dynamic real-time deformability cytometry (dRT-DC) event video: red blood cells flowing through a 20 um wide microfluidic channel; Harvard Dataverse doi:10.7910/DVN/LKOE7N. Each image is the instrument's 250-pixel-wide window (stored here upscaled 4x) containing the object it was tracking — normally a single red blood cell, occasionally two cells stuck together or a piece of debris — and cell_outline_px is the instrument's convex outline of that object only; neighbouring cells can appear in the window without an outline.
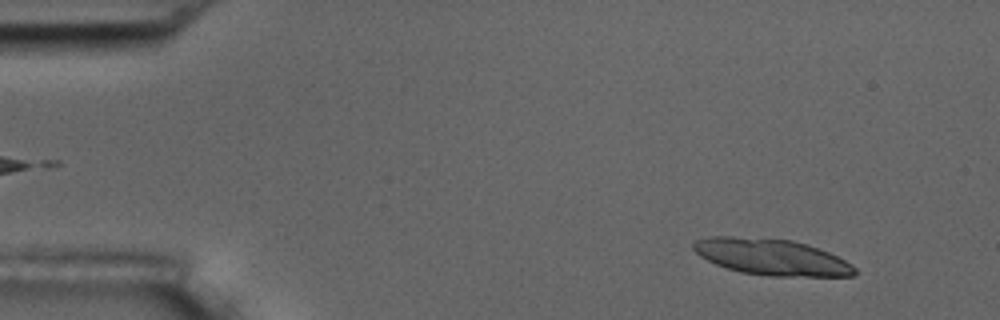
{"species": "common noctule bat (a hibernating species)", "species_latin": "Nyctalus noctula", "temperature_condition": "room temperature", "stored_images_in_passage": 7, "camera_frame_rate_fps": 3000, "um_per_image_px": 0.085, "animal": {"sex": "male", "body_mass_g": 17.5, "forearm_length_mm": 52.3}, "frame": {"image": 1, "passage_image": 1, "time_ms": 0.0, "image_size_px": [1000, 320], "cell_outline_px": [[856, 272], [852, 276], [768, 276], [740, 272], [716, 264], [700, 256], [692, 248], [692, 244], [696, 240], [708, 236], [732, 236], [792, 240], [828, 252], [852, 264], [856, 268]], "centroid_in_image_um": [65.55, 21.85], "position_along_channel_um": 19.5, "area_um2": 33.81}}
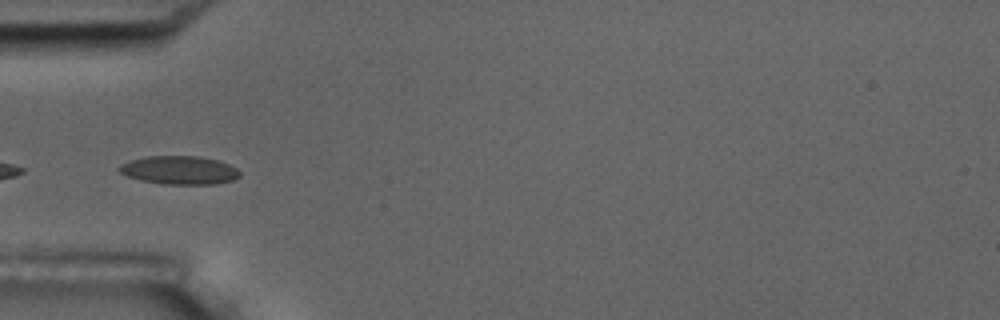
{"frame": {"image": 2, "passage_image": 5, "time_ms": 1.333, "image_size_px": [1000, 320], "cell_outline_px": [[240, 176], [232, 180], [216, 184], [164, 184], [140, 180], [128, 176], [120, 172], [116, 168], [120, 164], [128, 160], [148, 156], [196, 156], [216, 160], [228, 164], [236, 168], [240, 172]], "centroid_in_image_um": [15.21, 14.46], "position_along_channel_um": 69.8, "area_um2": 19.94}}